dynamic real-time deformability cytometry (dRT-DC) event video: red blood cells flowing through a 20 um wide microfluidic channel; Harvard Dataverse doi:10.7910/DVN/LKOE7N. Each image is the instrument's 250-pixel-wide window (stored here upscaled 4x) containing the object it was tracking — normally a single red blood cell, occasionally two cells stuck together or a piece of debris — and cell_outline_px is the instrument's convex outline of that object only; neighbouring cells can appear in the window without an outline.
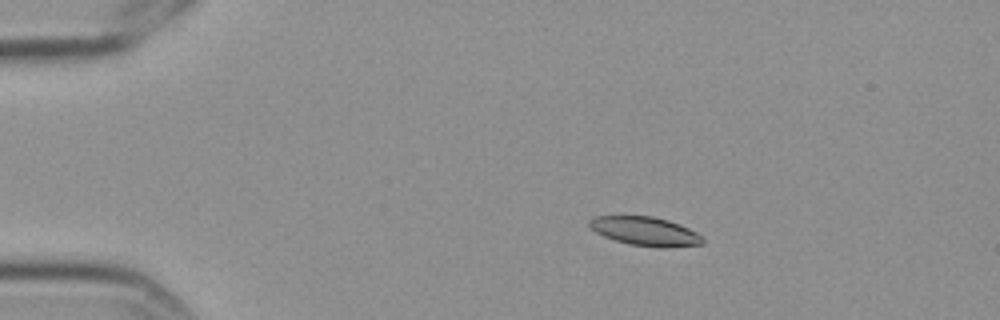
{"species": "Egyptian fruit bat (a non-hibernating species)", "species_latin": "Rousettus aegyptiacus", "temperature_condition": "cold", "stored_images_in_passage": 6, "camera_frame_rate_fps": 3000, "um_per_image_px": 0.085, "frame": {"image": 1, "passage_image": 4, "time_ms": 1.0, "image_size_px": [1000, 320], "cell_outline_px": [[704, 244], [660, 248], [628, 244], [604, 236], [596, 232], [588, 224], [588, 220], [596, 216], [652, 216], [668, 220], [680, 224], [704, 236]], "centroid_in_image_um": [54.87, 19.66], "position_along_channel_um": 30.1, "area_um2": 19.07}}
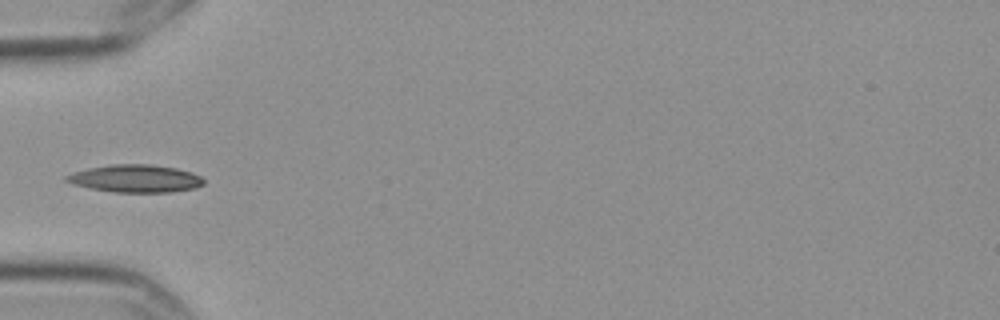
{"frame": {"image": 2, "passage_image": 6, "time_ms": 1.667, "image_size_px": [1000, 320], "cell_outline_px": [[204, 184], [196, 188], [172, 192], [112, 192], [72, 184], [64, 180], [64, 176], [72, 172], [88, 168], [108, 164], [152, 164], [176, 168], [192, 172], [200, 176], [204, 180]], "centroid_in_image_um": [11.5, 15.17], "position_along_channel_um": 73.5, "area_um2": 22.31}}